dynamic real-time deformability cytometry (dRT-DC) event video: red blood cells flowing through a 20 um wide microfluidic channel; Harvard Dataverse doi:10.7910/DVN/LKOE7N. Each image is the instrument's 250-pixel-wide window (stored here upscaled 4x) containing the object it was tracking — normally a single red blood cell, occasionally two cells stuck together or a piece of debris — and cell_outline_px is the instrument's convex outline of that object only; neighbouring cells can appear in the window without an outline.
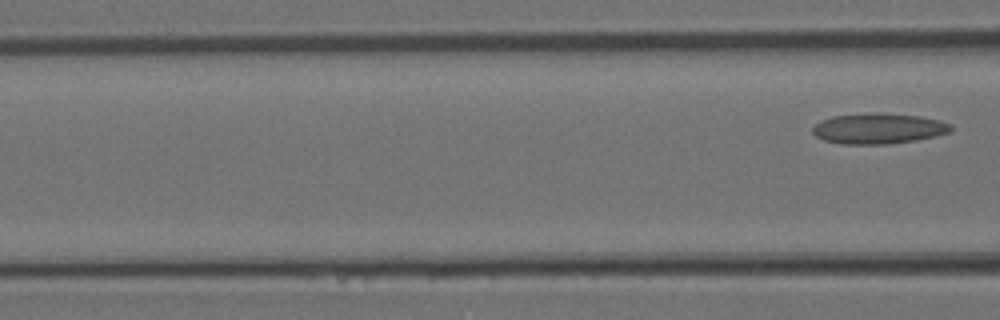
{"species": "Egyptian fruit bat (a non-hibernating species)", "species_latin": "Rousettus aegyptiacus", "temperature_condition": "room temperature", "stored_images_in_passage": 3, "segment_of_instrument_passage": [2, 2], "camera_frame_rate_fps": 3000, "um_per_image_px": 0.085, "animal": {"sex": "female"}, "frame": {"image": 1, "passage_image": 3, "time_ms": 0.667, "image_size_px": [1000, 320], "cell_outline_px": [[952, 132], [936, 136], [916, 140], [884, 144], [840, 144], [824, 140], [816, 136], [812, 132], [812, 128], [820, 120], [832, 116], [864, 112], [880, 112], [920, 116], [940, 120], [952, 124]], "centroid_in_image_um": [74.67, 10.91], "position_along_channel_um": 91.9, "area_um2": 25.03}}